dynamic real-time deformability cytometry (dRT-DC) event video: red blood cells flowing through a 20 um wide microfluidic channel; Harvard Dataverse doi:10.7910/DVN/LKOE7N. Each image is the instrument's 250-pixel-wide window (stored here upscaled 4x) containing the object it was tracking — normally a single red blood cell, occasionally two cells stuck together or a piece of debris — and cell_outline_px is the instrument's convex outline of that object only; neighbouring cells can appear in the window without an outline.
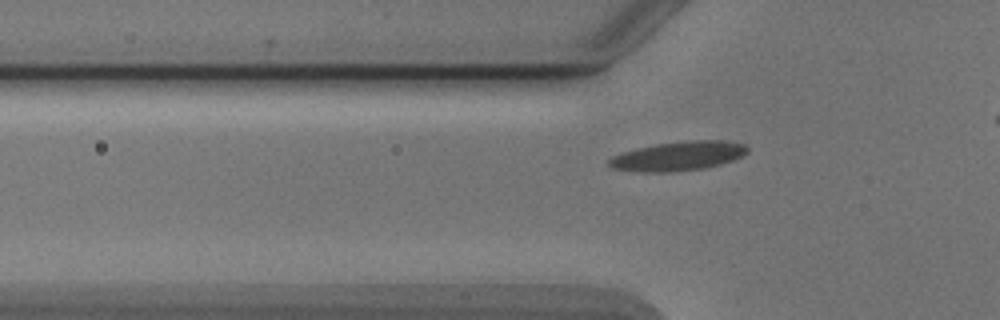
{"species": "Egyptian fruit bat (a non-hibernating species)", "species_latin": "Rousettus aegyptiacus", "temperature_condition": "cold", "stored_images_in_passage": 34, "camera_frame_rate_fps": 3000, "um_per_image_px": 0.085, "animal": {"sex": "male"}, "frame": {"image": 1, "passage_image": 5, "time_ms": 1.333, "image_size_px": [1000, 320], "cell_outline_px": [[748, 152], [732, 160], [700, 168], [672, 172], [640, 172], [612, 168], [608, 164], [608, 160], [612, 156], [620, 152], [656, 144], [688, 140], [720, 140], [744, 144], [748, 148]], "centroid_in_image_um": [57.58, 13.26], "position_along_channel_um": 68.2, "area_um2": 23.29}}
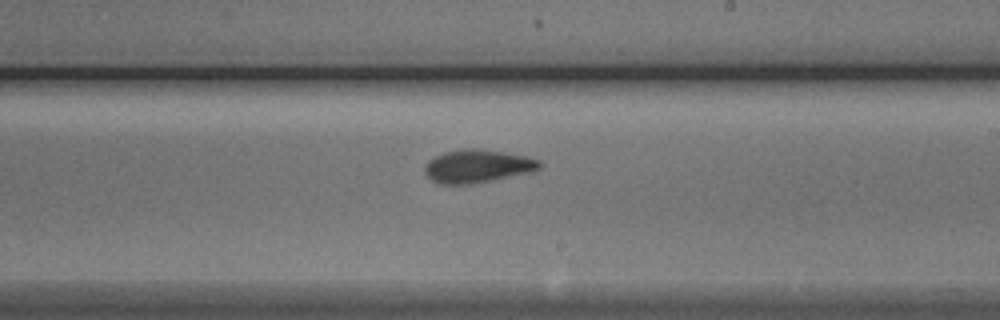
{"frame": {"image": 2, "passage_image": 19, "time_ms": 6.0, "image_size_px": [1000, 320], "cell_outline_px": [[540, 168], [532, 172], [468, 184], [440, 184], [432, 180], [424, 172], [424, 168], [428, 160], [444, 152], [464, 148], [480, 148], [524, 156], [540, 160]], "centroid_in_image_um": [40.55, 14.11], "position_along_channel_um": 248.4, "area_um2": 21.91}}
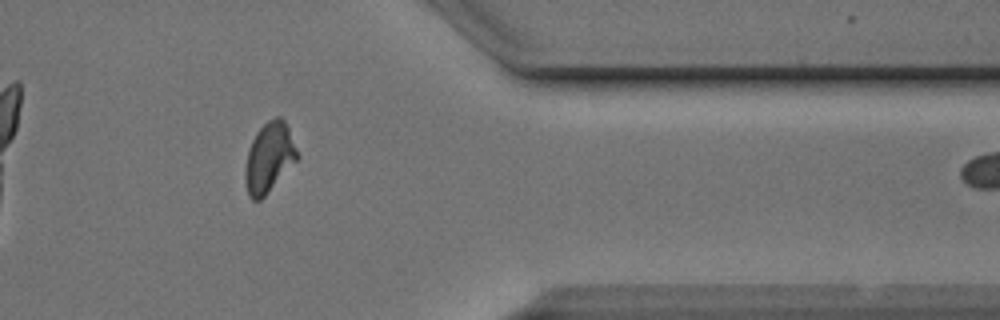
{"frame": {"image": 3, "passage_image": 31, "time_ms": 10.0, "image_size_px": [1000, 320], "cell_outline_px": [[300, 156], [264, 196], [260, 200], [252, 200], [248, 196], [244, 180], [244, 172], [248, 148], [256, 132], [268, 120], [276, 116], [280, 116], [288, 124]], "centroid_in_image_um": [22.87, 13.36], "position_along_channel_um": 388.5, "area_um2": 21.33}}